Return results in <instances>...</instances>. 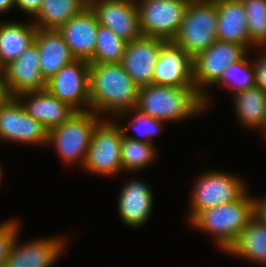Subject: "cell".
Here are the masks:
<instances>
[{"label": "cell", "mask_w": 266, "mask_h": 267, "mask_svg": "<svg viewBox=\"0 0 266 267\" xmlns=\"http://www.w3.org/2000/svg\"><path fill=\"white\" fill-rule=\"evenodd\" d=\"M2 164H1V161H0V183L2 182V176H3V169H2V166H1Z\"/></svg>", "instance_id": "38"}, {"label": "cell", "mask_w": 266, "mask_h": 267, "mask_svg": "<svg viewBox=\"0 0 266 267\" xmlns=\"http://www.w3.org/2000/svg\"><path fill=\"white\" fill-rule=\"evenodd\" d=\"M253 217V198L248 189L238 200L205 209L189 223L213 237L217 248L226 253Z\"/></svg>", "instance_id": "3"}, {"label": "cell", "mask_w": 266, "mask_h": 267, "mask_svg": "<svg viewBox=\"0 0 266 267\" xmlns=\"http://www.w3.org/2000/svg\"><path fill=\"white\" fill-rule=\"evenodd\" d=\"M246 12L247 29L251 43L266 47V0H241Z\"/></svg>", "instance_id": "30"}, {"label": "cell", "mask_w": 266, "mask_h": 267, "mask_svg": "<svg viewBox=\"0 0 266 267\" xmlns=\"http://www.w3.org/2000/svg\"><path fill=\"white\" fill-rule=\"evenodd\" d=\"M165 42L146 36L127 42L121 64L139 88L152 84L155 64Z\"/></svg>", "instance_id": "17"}, {"label": "cell", "mask_w": 266, "mask_h": 267, "mask_svg": "<svg viewBox=\"0 0 266 267\" xmlns=\"http://www.w3.org/2000/svg\"><path fill=\"white\" fill-rule=\"evenodd\" d=\"M2 71L11 97L46 88V80L40 71L39 48L35 42Z\"/></svg>", "instance_id": "15"}, {"label": "cell", "mask_w": 266, "mask_h": 267, "mask_svg": "<svg viewBox=\"0 0 266 267\" xmlns=\"http://www.w3.org/2000/svg\"><path fill=\"white\" fill-rule=\"evenodd\" d=\"M11 95L9 94L3 71L0 70V106L4 104Z\"/></svg>", "instance_id": "35"}, {"label": "cell", "mask_w": 266, "mask_h": 267, "mask_svg": "<svg viewBox=\"0 0 266 267\" xmlns=\"http://www.w3.org/2000/svg\"><path fill=\"white\" fill-rule=\"evenodd\" d=\"M131 179L120 188L117 210L124 224L130 228H141L153 212L154 194L144 179Z\"/></svg>", "instance_id": "16"}, {"label": "cell", "mask_w": 266, "mask_h": 267, "mask_svg": "<svg viewBox=\"0 0 266 267\" xmlns=\"http://www.w3.org/2000/svg\"><path fill=\"white\" fill-rule=\"evenodd\" d=\"M28 115L39 121L49 132L68 120L77 111L46 89L24 92L17 96Z\"/></svg>", "instance_id": "19"}, {"label": "cell", "mask_w": 266, "mask_h": 267, "mask_svg": "<svg viewBox=\"0 0 266 267\" xmlns=\"http://www.w3.org/2000/svg\"><path fill=\"white\" fill-rule=\"evenodd\" d=\"M190 0H136L143 36L172 41Z\"/></svg>", "instance_id": "9"}, {"label": "cell", "mask_w": 266, "mask_h": 267, "mask_svg": "<svg viewBox=\"0 0 266 267\" xmlns=\"http://www.w3.org/2000/svg\"><path fill=\"white\" fill-rule=\"evenodd\" d=\"M157 152V147L153 143L141 142L123 136L121 142L122 173H136V171L150 167L156 161Z\"/></svg>", "instance_id": "26"}, {"label": "cell", "mask_w": 266, "mask_h": 267, "mask_svg": "<svg viewBox=\"0 0 266 267\" xmlns=\"http://www.w3.org/2000/svg\"><path fill=\"white\" fill-rule=\"evenodd\" d=\"M20 224L15 218L0 223V267L5 265L12 244L21 230Z\"/></svg>", "instance_id": "31"}, {"label": "cell", "mask_w": 266, "mask_h": 267, "mask_svg": "<svg viewBox=\"0 0 266 267\" xmlns=\"http://www.w3.org/2000/svg\"><path fill=\"white\" fill-rule=\"evenodd\" d=\"M90 63L74 60L46 81V90L76 111H88Z\"/></svg>", "instance_id": "11"}, {"label": "cell", "mask_w": 266, "mask_h": 267, "mask_svg": "<svg viewBox=\"0 0 266 267\" xmlns=\"http://www.w3.org/2000/svg\"><path fill=\"white\" fill-rule=\"evenodd\" d=\"M226 254L266 266V225L253 217Z\"/></svg>", "instance_id": "24"}, {"label": "cell", "mask_w": 266, "mask_h": 267, "mask_svg": "<svg viewBox=\"0 0 266 267\" xmlns=\"http://www.w3.org/2000/svg\"><path fill=\"white\" fill-rule=\"evenodd\" d=\"M261 132H262V135L265 139L266 138V122H265V125H264L263 129L261 130Z\"/></svg>", "instance_id": "37"}, {"label": "cell", "mask_w": 266, "mask_h": 267, "mask_svg": "<svg viewBox=\"0 0 266 267\" xmlns=\"http://www.w3.org/2000/svg\"><path fill=\"white\" fill-rule=\"evenodd\" d=\"M98 27L96 15L87 6L81 13L71 17L57 30L76 60L90 62L94 57Z\"/></svg>", "instance_id": "18"}, {"label": "cell", "mask_w": 266, "mask_h": 267, "mask_svg": "<svg viewBox=\"0 0 266 267\" xmlns=\"http://www.w3.org/2000/svg\"><path fill=\"white\" fill-rule=\"evenodd\" d=\"M37 27L32 20H0V70L16 60L34 41Z\"/></svg>", "instance_id": "22"}, {"label": "cell", "mask_w": 266, "mask_h": 267, "mask_svg": "<svg viewBox=\"0 0 266 267\" xmlns=\"http://www.w3.org/2000/svg\"><path fill=\"white\" fill-rule=\"evenodd\" d=\"M217 23L216 0H190L172 41L194 58L217 40Z\"/></svg>", "instance_id": "5"}, {"label": "cell", "mask_w": 266, "mask_h": 267, "mask_svg": "<svg viewBox=\"0 0 266 267\" xmlns=\"http://www.w3.org/2000/svg\"><path fill=\"white\" fill-rule=\"evenodd\" d=\"M193 57L173 41H166L160 49L152 84L169 87H194Z\"/></svg>", "instance_id": "14"}, {"label": "cell", "mask_w": 266, "mask_h": 267, "mask_svg": "<svg viewBox=\"0 0 266 267\" xmlns=\"http://www.w3.org/2000/svg\"><path fill=\"white\" fill-rule=\"evenodd\" d=\"M0 141L48 146V131L27 114L17 97H10L0 106Z\"/></svg>", "instance_id": "10"}, {"label": "cell", "mask_w": 266, "mask_h": 267, "mask_svg": "<svg viewBox=\"0 0 266 267\" xmlns=\"http://www.w3.org/2000/svg\"><path fill=\"white\" fill-rule=\"evenodd\" d=\"M123 133L114 119H102L94 128L82 169L102 177L122 173L121 142Z\"/></svg>", "instance_id": "7"}, {"label": "cell", "mask_w": 266, "mask_h": 267, "mask_svg": "<svg viewBox=\"0 0 266 267\" xmlns=\"http://www.w3.org/2000/svg\"><path fill=\"white\" fill-rule=\"evenodd\" d=\"M232 96L236 118L243 128L261 131L266 122V92L254 86Z\"/></svg>", "instance_id": "23"}, {"label": "cell", "mask_w": 266, "mask_h": 267, "mask_svg": "<svg viewBox=\"0 0 266 267\" xmlns=\"http://www.w3.org/2000/svg\"><path fill=\"white\" fill-rule=\"evenodd\" d=\"M15 7V0H0V14H5Z\"/></svg>", "instance_id": "36"}, {"label": "cell", "mask_w": 266, "mask_h": 267, "mask_svg": "<svg viewBox=\"0 0 266 267\" xmlns=\"http://www.w3.org/2000/svg\"><path fill=\"white\" fill-rule=\"evenodd\" d=\"M195 180L189 202V222L201 211L238 200L248 186L239 175L221 170L202 172Z\"/></svg>", "instance_id": "6"}, {"label": "cell", "mask_w": 266, "mask_h": 267, "mask_svg": "<svg viewBox=\"0 0 266 267\" xmlns=\"http://www.w3.org/2000/svg\"><path fill=\"white\" fill-rule=\"evenodd\" d=\"M126 45L111 29L99 25L94 57L89 63H121Z\"/></svg>", "instance_id": "29"}, {"label": "cell", "mask_w": 266, "mask_h": 267, "mask_svg": "<svg viewBox=\"0 0 266 267\" xmlns=\"http://www.w3.org/2000/svg\"><path fill=\"white\" fill-rule=\"evenodd\" d=\"M34 42L39 48L40 71L46 81L75 60L57 29L37 28Z\"/></svg>", "instance_id": "21"}, {"label": "cell", "mask_w": 266, "mask_h": 267, "mask_svg": "<svg viewBox=\"0 0 266 267\" xmlns=\"http://www.w3.org/2000/svg\"><path fill=\"white\" fill-rule=\"evenodd\" d=\"M217 40L240 44L249 52L256 47L249 39L246 12L241 0H216Z\"/></svg>", "instance_id": "20"}, {"label": "cell", "mask_w": 266, "mask_h": 267, "mask_svg": "<svg viewBox=\"0 0 266 267\" xmlns=\"http://www.w3.org/2000/svg\"><path fill=\"white\" fill-rule=\"evenodd\" d=\"M249 51L240 44L216 40L207 50L193 58L195 90L202 96L206 110L211 107L207 87H212L230 64L240 61ZM210 98V99H209Z\"/></svg>", "instance_id": "8"}, {"label": "cell", "mask_w": 266, "mask_h": 267, "mask_svg": "<svg viewBox=\"0 0 266 267\" xmlns=\"http://www.w3.org/2000/svg\"><path fill=\"white\" fill-rule=\"evenodd\" d=\"M139 87L126 73L121 63H90L89 110L102 119L115 118L135 109ZM107 114V116H103Z\"/></svg>", "instance_id": "1"}, {"label": "cell", "mask_w": 266, "mask_h": 267, "mask_svg": "<svg viewBox=\"0 0 266 267\" xmlns=\"http://www.w3.org/2000/svg\"><path fill=\"white\" fill-rule=\"evenodd\" d=\"M88 5L83 0H42L39 13L31 20L40 29H58Z\"/></svg>", "instance_id": "25"}, {"label": "cell", "mask_w": 266, "mask_h": 267, "mask_svg": "<svg viewBox=\"0 0 266 267\" xmlns=\"http://www.w3.org/2000/svg\"><path fill=\"white\" fill-rule=\"evenodd\" d=\"M42 0H15L16 8L34 18L41 8Z\"/></svg>", "instance_id": "33"}, {"label": "cell", "mask_w": 266, "mask_h": 267, "mask_svg": "<svg viewBox=\"0 0 266 267\" xmlns=\"http://www.w3.org/2000/svg\"><path fill=\"white\" fill-rule=\"evenodd\" d=\"M89 7L96 15L99 25L111 29L126 42L143 36L136 0H98Z\"/></svg>", "instance_id": "13"}, {"label": "cell", "mask_w": 266, "mask_h": 267, "mask_svg": "<svg viewBox=\"0 0 266 267\" xmlns=\"http://www.w3.org/2000/svg\"><path fill=\"white\" fill-rule=\"evenodd\" d=\"M261 50L259 55L252 57V62L255 70V83L258 88L266 92V47H257Z\"/></svg>", "instance_id": "32"}, {"label": "cell", "mask_w": 266, "mask_h": 267, "mask_svg": "<svg viewBox=\"0 0 266 267\" xmlns=\"http://www.w3.org/2000/svg\"><path fill=\"white\" fill-rule=\"evenodd\" d=\"M136 109L165 122H181L206 111L195 87L150 84L139 88Z\"/></svg>", "instance_id": "2"}, {"label": "cell", "mask_w": 266, "mask_h": 267, "mask_svg": "<svg viewBox=\"0 0 266 267\" xmlns=\"http://www.w3.org/2000/svg\"><path fill=\"white\" fill-rule=\"evenodd\" d=\"M18 235L20 233L12 244L4 267H53L65 252L68 240L59 235L34 238L22 244Z\"/></svg>", "instance_id": "12"}, {"label": "cell", "mask_w": 266, "mask_h": 267, "mask_svg": "<svg viewBox=\"0 0 266 267\" xmlns=\"http://www.w3.org/2000/svg\"><path fill=\"white\" fill-rule=\"evenodd\" d=\"M253 198V216L262 224L266 225V195Z\"/></svg>", "instance_id": "34"}, {"label": "cell", "mask_w": 266, "mask_h": 267, "mask_svg": "<svg viewBox=\"0 0 266 267\" xmlns=\"http://www.w3.org/2000/svg\"><path fill=\"white\" fill-rule=\"evenodd\" d=\"M102 120L91 110L77 111L64 123L48 132L47 145L57 151L64 164L84 166L92 134Z\"/></svg>", "instance_id": "4"}, {"label": "cell", "mask_w": 266, "mask_h": 267, "mask_svg": "<svg viewBox=\"0 0 266 267\" xmlns=\"http://www.w3.org/2000/svg\"><path fill=\"white\" fill-rule=\"evenodd\" d=\"M83 1L89 6L92 2H95L98 0H83Z\"/></svg>", "instance_id": "39"}, {"label": "cell", "mask_w": 266, "mask_h": 267, "mask_svg": "<svg viewBox=\"0 0 266 267\" xmlns=\"http://www.w3.org/2000/svg\"><path fill=\"white\" fill-rule=\"evenodd\" d=\"M250 58V52H248L240 61L230 64L213 86L222 89L226 87L232 95L256 86L254 65Z\"/></svg>", "instance_id": "28"}, {"label": "cell", "mask_w": 266, "mask_h": 267, "mask_svg": "<svg viewBox=\"0 0 266 267\" xmlns=\"http://www.w3.org/2000/svg\"><path fill=\"white\" fill-rule=\"evenodd\" d=\"M127 117H129L128 127L122 126L121 123L117 122L120 125L123 136L146 143H153V138L162 132L161 130L164 129V124L167 123L143 114L136 108L118 114L114 120L119 121ZM129 128L134 130L138 136L129 134Z\"/></svg>", "instance_id": "27"}]
</instances>
